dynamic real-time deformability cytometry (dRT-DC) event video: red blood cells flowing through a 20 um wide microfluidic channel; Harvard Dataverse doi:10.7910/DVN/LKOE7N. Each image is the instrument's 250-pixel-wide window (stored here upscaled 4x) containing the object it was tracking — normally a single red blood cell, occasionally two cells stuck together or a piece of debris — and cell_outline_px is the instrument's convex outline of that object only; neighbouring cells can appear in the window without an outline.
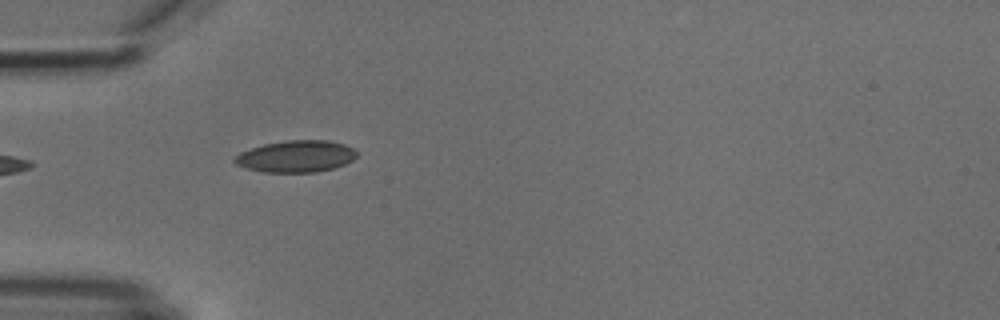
{"species": "common noctule bat (a hibernating species)", "species_latin": "Nyctalus noctula", "temperature_condition": "cold", "stored_images_in_passage": 6, "camera_frame_rate_fps": 3000, "um_per_image_px": 0.085, "animal": {"sex": "male", "body_mass_g": 18.8}, "frame": {"image": 1, "passage_image": 5, "time_ms": 4.667, "image_size_px": [1000, 320], "cell_outline_px": [[356, 156], [352, 160], [344, 164], [332, 168], [316, 172], [264, 172], [248, 168], [236, 164], [232, 160], [240, 152], [264, 144], [284, 140], [328, 140], [344, 144], [352, 148], [356, 152]], "centroid_in_image_um": [25.15, 13.28], "position_along_channel_um": 59.8, "area_um2": 22.43}}
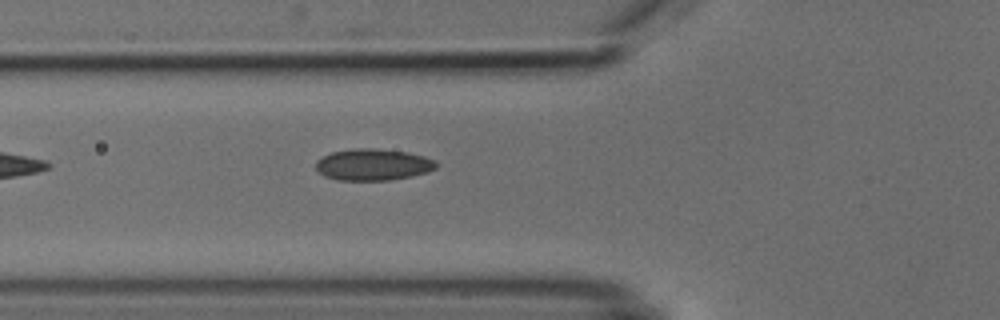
{"frame": {"image": 2, "passage_image": 6, "time_ms": 5.667, "image_size_px": [1000, 320], "cell_outline_px": [[436, 168], [428, 172], [412, 176], [388, 180], [336, 180], [324, 176], [316, 168], [316, 160], [332, 152], [356, 148], [372, 148], [408, 152], [424, 156], [436, 160]], "centroid_in_image_um": [31.72, 13.99], "position_along_channel_um": 94.1, "area_um2": 22.14}}